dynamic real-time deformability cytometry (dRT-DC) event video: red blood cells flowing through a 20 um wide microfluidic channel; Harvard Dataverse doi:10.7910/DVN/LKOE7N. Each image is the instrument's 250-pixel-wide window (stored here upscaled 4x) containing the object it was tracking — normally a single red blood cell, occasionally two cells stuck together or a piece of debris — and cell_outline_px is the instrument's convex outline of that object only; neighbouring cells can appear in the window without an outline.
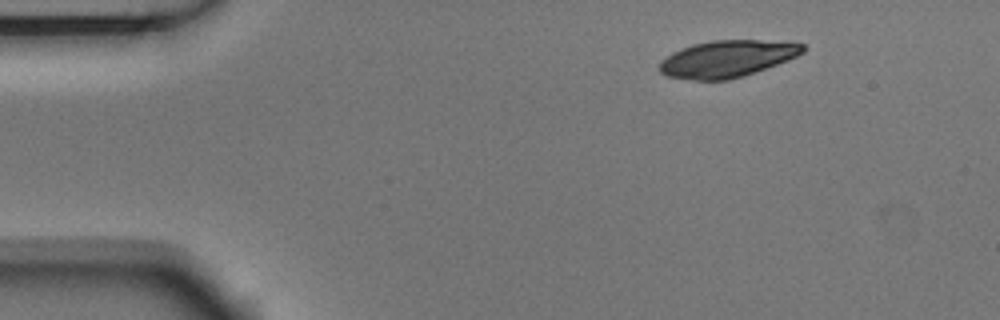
{"species": "Egyptian fruit bat (a non-hibernating species)", "species_latin": "Rousettus aegyptiacus", "temperature_condition": "room temperature", "stored_images_in_passage": 3, "camera_frame_rate_fps": 3000, "um_per_image_px": 0.085, "animal": {"sex": "male"}, "frame": {"image": 1, "passage_image": 1, "time_ms": 0.0, "image_size_px": [1000, 320], "cell_outline_px": [[804, 52], [788, 60], [744, 76], [728, 80], [696, 80], [668, 76], [660, 72], [660, 64], [672, 52], [692, 44], [712, 40], [756, 40], [804, 44]], "centroid_in_image_um": [61.8, 5.0], "position_along_channel_um": 23.2, "area_um2": 30.35}}